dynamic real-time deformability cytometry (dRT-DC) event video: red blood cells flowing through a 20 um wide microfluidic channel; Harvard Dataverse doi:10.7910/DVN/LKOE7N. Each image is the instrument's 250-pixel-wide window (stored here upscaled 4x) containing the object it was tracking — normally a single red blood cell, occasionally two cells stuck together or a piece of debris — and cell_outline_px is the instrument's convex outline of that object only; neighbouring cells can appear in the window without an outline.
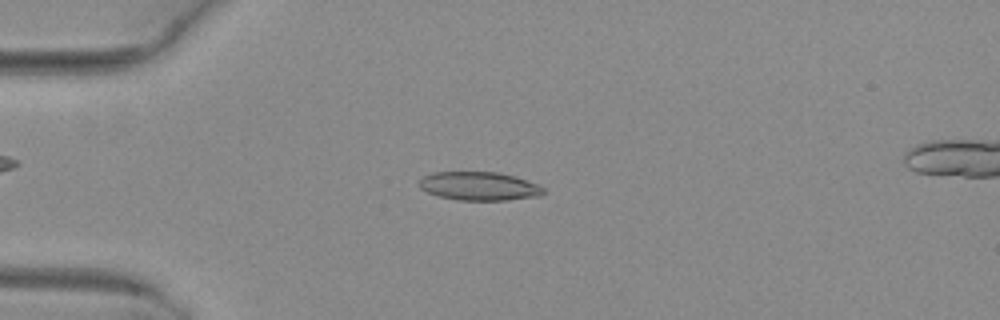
{"species": "common noctule bat (a hibernating species)", "species_latin": "Nyctalus noctula", "temperature_condition": "warm", "stored_images_in_passage": 48, "camera_frame_rate_fps": 3000, "um_per_image_px": 0.085, "animal": {"sex": "female", "body_mass_g": 29.2, "forearm_length_mm": 56.3}, "frame": {"image": 1, "passage_image": 11, "time_ms": 3.333, "image_size_px": [1000, 320], "cell_outline_px": [[544, 192], [540, 196], [508, 200], [456, 200], [440, 196], [428, 192], [420, 188], [420, 180], [424, 176], [432, 172], [500, 172], [516, 176], [536, 184], [544, 188]], "centroid_in_image_um": [40.75, 15.82], "position_along_channel_um": 44.3, "area_um2": 20.63}}
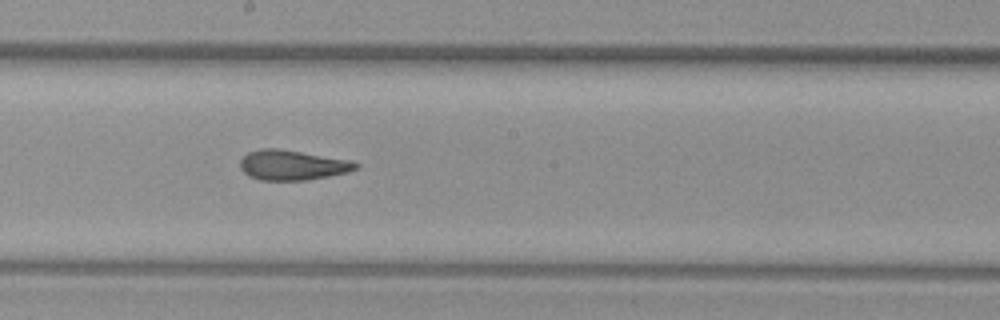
{"frame": {"image": 2, "passage_image": 26, "time_ms": 8.333, "image_size_px": [1000, 320], "cell_outline_px": [[360, 164], [356, 168], [348, 172], [308, 180], [260, 180], [248, 176], [240, 168], [240, 160], [248, 152], [260, 148], [280, 148], [352, 160]], "centroid_in_image_um": [24.84, 14.02], "position_along_channel_um": 223.4, "area_um2": 20.4}}
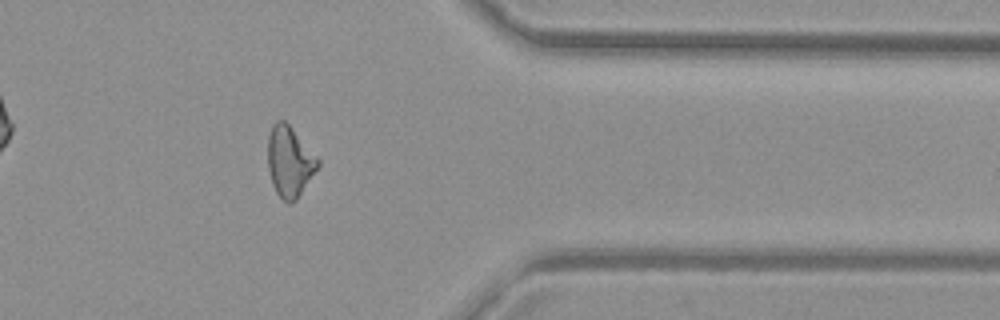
{"frame": {"image": 3, "passage_image": 39, "time_ms": 12.667, "image_size_px": [1000, 320], "cell_outline_px": [[320, 164], [296, 200], [288, 204], [276, 192], [272, 184], [268, 168], [268, 136], [272, 124], [276, 120], [284, 120], [288, 124], [320, 160]], "centroid_in_image_um": [24.6, 13.72], "position_along_channel_um": 386.8, "area_um2": 20.35}, "authors_computed_cell_mechanics": {"area_um2": 20.3745, "velocity_mm_per_s": 4.0978, "shape_relaxation_time_tau1_ms": null, "shape_relaxation_time_tau2_ms": 1.9072, "deformation_change_tau1": null, "deformation_change_tau2": 0.0789}}